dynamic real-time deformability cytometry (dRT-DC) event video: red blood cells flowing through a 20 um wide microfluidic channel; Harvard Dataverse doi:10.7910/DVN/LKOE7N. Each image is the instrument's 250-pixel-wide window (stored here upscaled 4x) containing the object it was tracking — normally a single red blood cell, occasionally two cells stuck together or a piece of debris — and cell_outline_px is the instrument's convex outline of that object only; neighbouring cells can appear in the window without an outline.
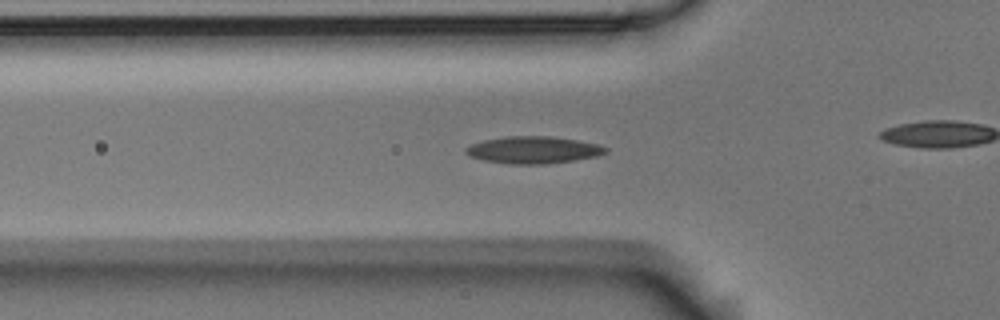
{"species": "Egyptian fruit bat (a non-hibernating species)", "species_latin": "Rousettus aegyptiacus", "temperature_condition": "room temperature", "stored_images_in_passage": 48, "camera_frame_rate_fps": 3000, "um_per_image_px": 0.085, "animal": {"sex": "male"}, "frame": {"image": 1, "passage_image": 16, "time_ms": 5.0, "image_size_px": [1000, 320], "cell_outline_px": [[608, 152], [596, 156], [572, 160], [540, 164], [508, 164], [484, 160], [468, 156], [464, 152], [464, 148], [472, 144], [484, 140], [504, 136], [548, 136], [576, 140], [600, 144], [608, 148]], "centroid_in_image_um": [45.3, 12.74], "position_along_channel_um": 80.5, "area_um2": 22.02}}
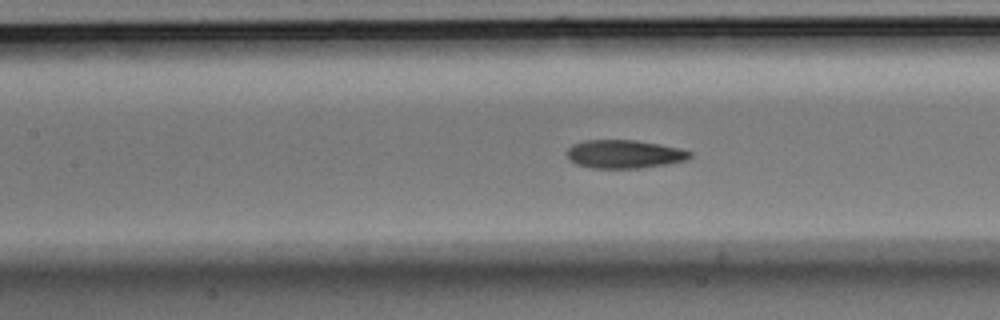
{"frame": {"image": 2, "passage_image": 22, "time_ms": 7.0, "image_size_px": [1000, 320], "cell_outline_px": [[692, 156], [688, 160], [668, 164], [640, 168], [592, 168], [576, 164], [568, 160], [564, 152], [572, 144], [584, 140], [636, 140], [660, 144], [680, 148], [692, 152]], "centroid_in_image_um": [53.04, 13.1], "position_along_channel_um": 154.4, "area_um2": 20.69}}
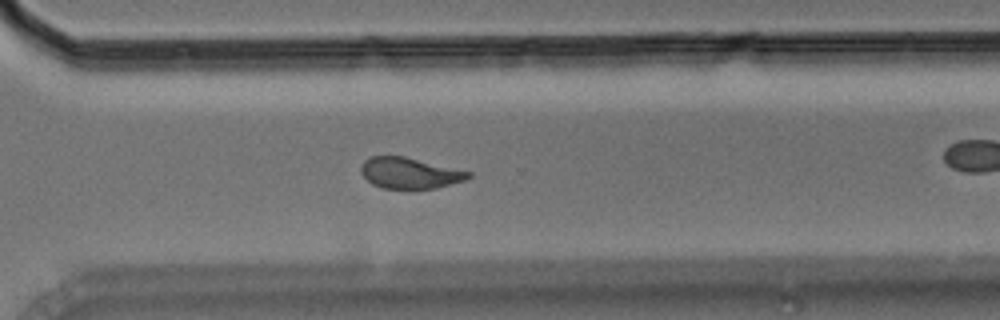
{"frame": {"image": 3, "passage_image": 37, "time_ms": 12.0, "image_size_px": [1000, 320], "cell_outline_px": [[472, 176], [468, 180], [436, 188], [380, 188], [372, 184], [360, 172], [360, 168], [364, 160], [372, 156], [404, 156], [472, 172]], "centroid_in_image_um": [34.85, 14.71], "position_along_channel_um": 335.8, "area_um2": 19.42}, "authors_computed_cell_mechanics": {"area_um2": 20.4323, "velocity_mm_per_s": 3.6352, "shape_relaxation_time_tau1_ms": 6.5487, "shape_relaxation_time_tau2_ms": 1.1973, "deformation_change_tau1": 0.1771, "deformation_change_tau2": 0.0751}}